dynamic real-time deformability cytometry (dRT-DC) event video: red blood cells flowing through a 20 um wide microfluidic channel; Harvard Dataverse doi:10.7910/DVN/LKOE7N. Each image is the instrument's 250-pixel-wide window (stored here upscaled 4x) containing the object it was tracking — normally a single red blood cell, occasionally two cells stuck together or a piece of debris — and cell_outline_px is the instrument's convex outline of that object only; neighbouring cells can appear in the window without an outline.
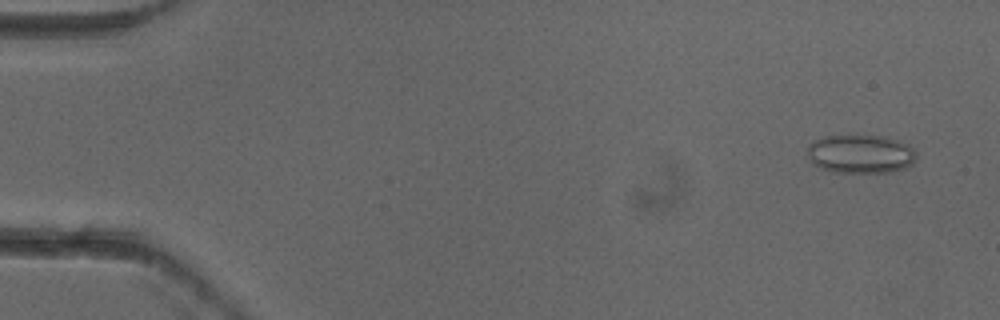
{"species": "common noctule bat (a hibernating species)", "species_latin": "Nyctalus noctula", "temperature_condition": "cold", "stored_images_in_passage": 5, "camera_frame_rate_fps": 3000, "um_per_image_px": 0.085, "animal": {"sex": "female"}, "frame": {"image": 1, "passage_image": 1, "time_ms": 0.0, "image_size_px": [1000, 320], "cell_outline_px": [[916, 156], [912, 164], [904, 168], [888, 172], [836, 172], [820, 168], [812, 164], [808, 156], [808, 144], [824, 136], [880, 136], [896, 140], [908, 144], [916, 152]], "centroid_in_image_um": [73.13, 13.09], "position_along_channel_um": 11.9, "area_um2": 24.33}}